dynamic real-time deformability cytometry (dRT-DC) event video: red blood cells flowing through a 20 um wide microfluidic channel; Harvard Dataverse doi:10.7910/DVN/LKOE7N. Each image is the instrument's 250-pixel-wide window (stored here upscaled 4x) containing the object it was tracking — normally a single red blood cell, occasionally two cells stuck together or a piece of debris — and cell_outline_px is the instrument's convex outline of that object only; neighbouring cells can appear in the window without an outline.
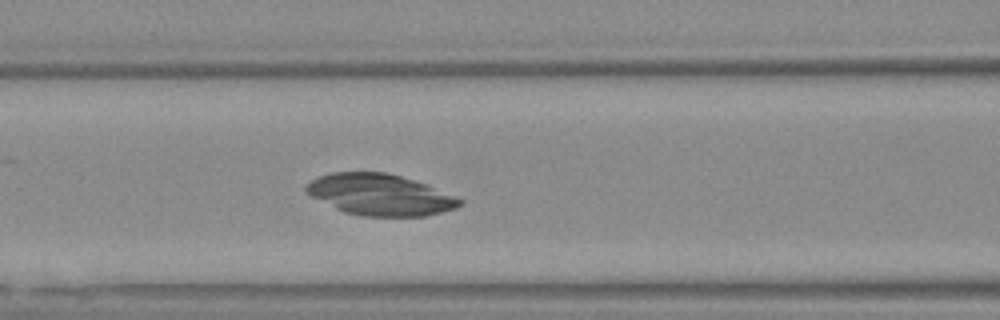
{"species": "Egyptian fruit bat (a non-hibernating species)", "species_latin": "Rousettus aegyptiacus", "temperature_condition": "warm", "stored_images_in_passage": 40, "camera_frame_rate_fps": 3000, "um_per_image_px": 0.085, "animal": {"sex": "female"}, "frame": {"image": 1, "passage_image": 11, "time_ms": 3.333, "image_size_px": [1000, 320], "cell_outline_px": [[464, 204], [456, 208], [424, 216], [360, 216], [344, 212], [304, 192], [304, 188], [312, 180], [320, 176], [332, 172], [384, 172], [400, 176], [424, 184], [464, 200]], "centroid_in_image_um": [32.29, 16.56], "position_along_channel_um": 134.3, "area_um2": 36.47}}
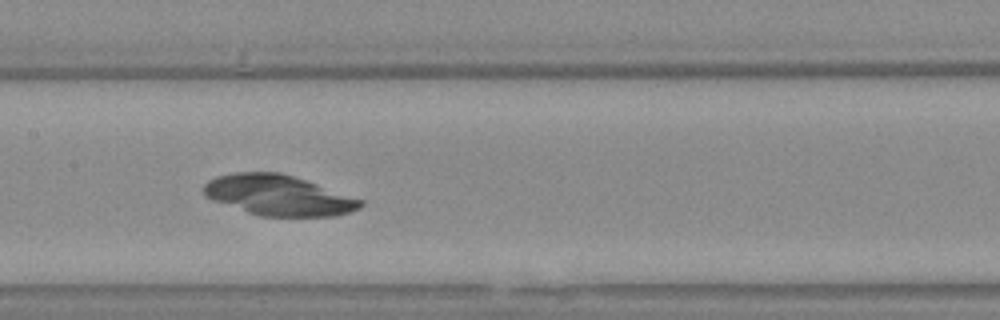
{"frame": {"image": 2, "passage_image": 15, "time_ms": 4.667, "image_size_px": [1000, 320], "cell_outline_px": [[364, 204], [360, 208], [336, 216], [260, 216], [212, 200], [204, 196], [200, 192], [204, 184], [208, 180], [216, 176], [236, 172], [280, 172], [364, 200]], "centroid_in_image_um": [23.62, 16.6], "position_along_channel_um": 183.8, "area_um2": 36.82}}